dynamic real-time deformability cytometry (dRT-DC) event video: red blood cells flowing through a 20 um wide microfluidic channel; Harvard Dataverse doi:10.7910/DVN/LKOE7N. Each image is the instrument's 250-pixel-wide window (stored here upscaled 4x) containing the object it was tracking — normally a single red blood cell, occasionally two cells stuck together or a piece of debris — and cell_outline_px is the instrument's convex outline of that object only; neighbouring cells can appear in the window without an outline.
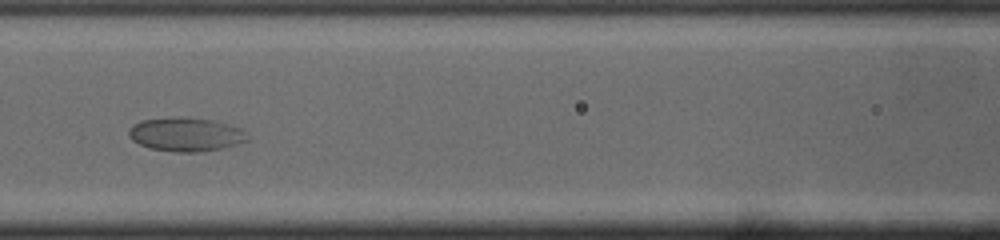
{"species": "common noctule bat (a hibernating species)", "species_latin": "Nyctalus noctula", "temperature_condition": "cold", "stored_images_in_passage": 36, "camera_frame_rate_fps": 3000, "um_per_image_px": 0.085, "animal": {"sex": "male", "body_mass_g": 19.0, "forearm_length_mm": 50.8}, "frame": {"image": 1, "passage_image": 11, "time_ms": 3.333, "image_size_px": [1000, 240], "cell_outline_px": [[248, 140], [224, 148], [200, 152], [176, 152], [148, 148], [132, 140], [128, 136], [128, 132], [132, 124], [140, 120], [212, 120], [240, 128], [244, 132]], "centroid_in_image_um": [15.77, 11.49], "position_along_channel_um": 150.8, "area_um2": 22.37}, "authors_computed_cell_mechanics": {"area_um2": 22.8021, "velocity_mm_per_s": 3.9396, "shape_relaxation_time_tau1_ms": 2.0036, "shape_relaxation_time_tau2_ms": null, "deformation_change_tau1": 0.046, "deformation_change_tau2": null}}